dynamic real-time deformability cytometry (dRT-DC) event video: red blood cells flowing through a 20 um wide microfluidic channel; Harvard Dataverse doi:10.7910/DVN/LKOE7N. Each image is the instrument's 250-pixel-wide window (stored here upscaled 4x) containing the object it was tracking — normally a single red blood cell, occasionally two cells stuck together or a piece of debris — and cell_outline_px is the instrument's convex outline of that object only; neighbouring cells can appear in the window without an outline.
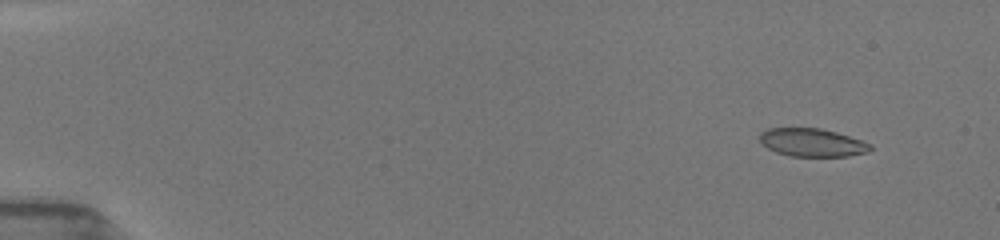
{"species": "common noctule bat (a hibernating species)", "species_latin": "Nyctalus noctula", "temperature_condition": "room temperature", "stored_images_in_passage": 6, "camera_frame_rate_fps": 3000, "um_per_image_px": 0.085, "animal": {"sex": "female", "body_mass_g": 19.5, "forearm_length_mm": 54.1}, "frame": {"image": 1, "passage_image": 2, "time_ms": 1.333, "image_size_px": [1000, 240], "cell_outline_px": [[872, 148], [868, 152], [848, 156], [788, 156], [776, 152], [768, 148], [760, 140], [760, 132], [768, 128], [820, 128], [836, 132], [872, 144]], "centroid_in_image_um": [69.03, 12.11], "position_along_channel_um": 16.0, "area_um2": 18.03}}
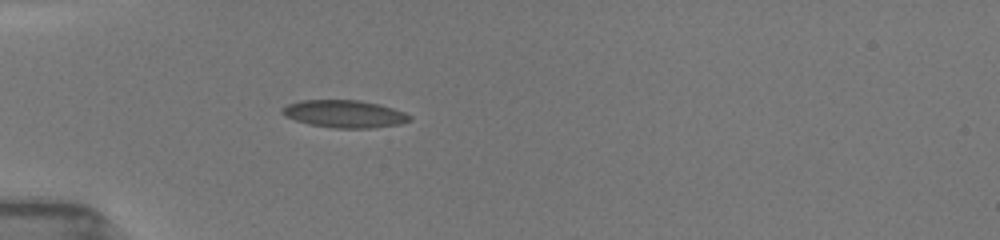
{"frame": {"image": 2, "passage_image": 6, "time_ms": 5.333, "image_size_px": [1000, 240], "cell_outline_px": [[412, 120], [400, 124], [372, 128], [332, 128], [308, 124], [284, 116], [280, 112], [280, 108], [288, 104], [300, 100], [360, 100], [380, 104], [404, 112], [412, 116]], "centroid_in_image_um": [29.27, 9.68], "position_along_channel_um": 55.7, "area_um2": 20.63}}